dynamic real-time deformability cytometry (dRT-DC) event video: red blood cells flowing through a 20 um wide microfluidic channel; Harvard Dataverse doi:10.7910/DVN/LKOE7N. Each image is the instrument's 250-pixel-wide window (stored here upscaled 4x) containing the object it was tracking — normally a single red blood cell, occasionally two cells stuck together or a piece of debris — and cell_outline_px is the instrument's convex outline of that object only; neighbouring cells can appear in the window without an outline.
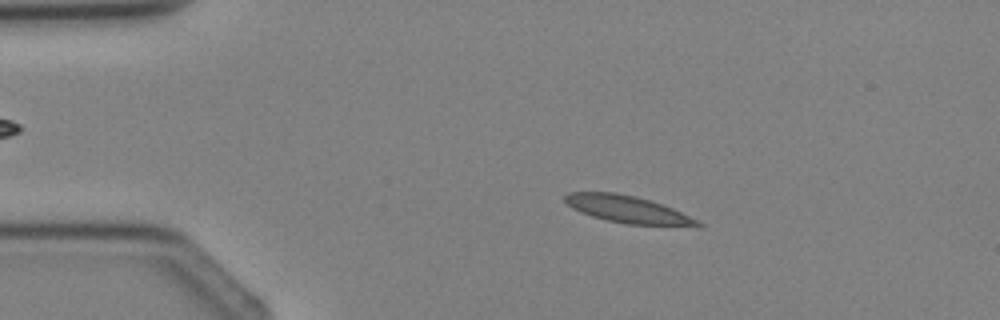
{"species": "Egyptian fruit bat (a non-hibernating species)", "species_latin": "Rousettus aegyptiacus", "temperature_condition": "cold", "stored_images_in_passage": 4, "camera_frame_rate_fps": 3000, "um_per_image_px": 0.085, "animal": {"sex": "female"}, "frame": {"image": 1, "passage_image": 3, "time_ms": 2.333, "image_size_px": [1000, 320], "cell_outline_px": [[704, 224], [700, 228], [628, 224], [608, 220], [592, 216], [580, 212], [572, 208], [564, 200], [564, 196], [568, 192], [616, 192], [636, 196], [672, 208], [700, 220]], "centroid_in_image_um": [53.46, 17.82], "position_along_channel_um": 31.5, "area_um2": 21.39}}